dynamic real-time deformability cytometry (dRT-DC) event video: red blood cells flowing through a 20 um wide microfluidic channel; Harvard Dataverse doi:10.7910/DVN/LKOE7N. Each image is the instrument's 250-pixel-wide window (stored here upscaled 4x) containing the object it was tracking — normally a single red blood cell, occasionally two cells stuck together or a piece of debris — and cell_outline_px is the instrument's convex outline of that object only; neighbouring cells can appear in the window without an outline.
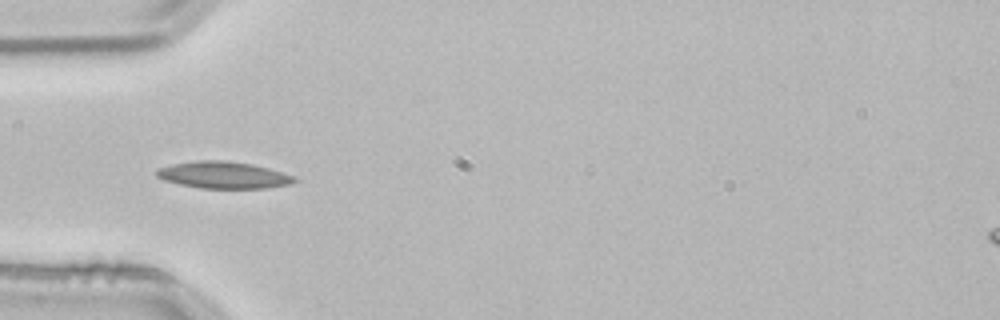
{"species": "common noctule bat (a hibernating species)", "species_latin": "Nyctalus noctula", "temperature_condition": "room temperature", "stored_images_in_passage": 4, "camera_frame_rate_fps": 3000, "um_per_image_px": 0.085, "animal": {"sex": "male", "body_mass_g": 21.5, "forearm_length_mm": 52.0}, "frame": {"image": 1, "passage_image": 4, "time_ms": 1.0, "image_size_px": [1000, 320], "cell_outline_px": [[300, 180], [292, 184], [268, 188], [200, 188], [180, 184], [164, 180], [156, 176], [156, 168], [172, 164], [196, 160], [224, 160], [252, 164], [268, 168], [292, 176]], "centroid_in_image_um": [18.98, 14.87], "position_along_channel_um": 66.0, "area_um2": 21.62}}